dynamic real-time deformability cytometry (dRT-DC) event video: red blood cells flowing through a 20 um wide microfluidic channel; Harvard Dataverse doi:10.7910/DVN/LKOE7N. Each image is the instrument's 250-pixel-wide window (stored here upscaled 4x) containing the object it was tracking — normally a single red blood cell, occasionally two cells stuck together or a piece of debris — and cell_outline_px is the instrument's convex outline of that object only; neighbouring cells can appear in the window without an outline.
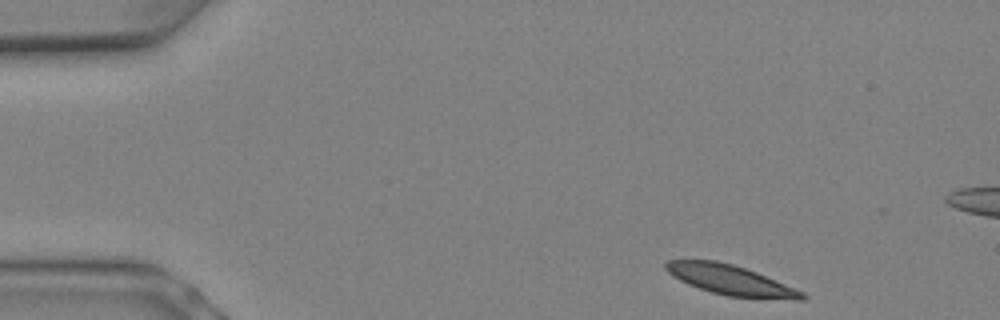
{"species": "Egyptian fruit bat (a non-hibernating species)", "species_latin": "Rousettus aegyptiacus", "temperature_condition": "warm", "stored_images_in_passage": 9, "camera_frame_rate_fps": 3000, "um_per_image_px": 0.085, "animal": {"sex": "female"}, "frame": {"image": 1, "passage_image": 1, "time_ms": 0.0, "image_size_px": [1000, 320], "cell_outline_px": [[808, 296], [804, 300], [800, 300], [728, 296], [712, 292], [688, 284], [672, 276], [664, 268], [664, 264], [668, 260], [716, 260], [732, 264], [756, 272], [804, 292]], "centroid_in_image_um": [62.09, 23.8], "position_along_channel_um": 22.9, "area_um2": 23.52}}
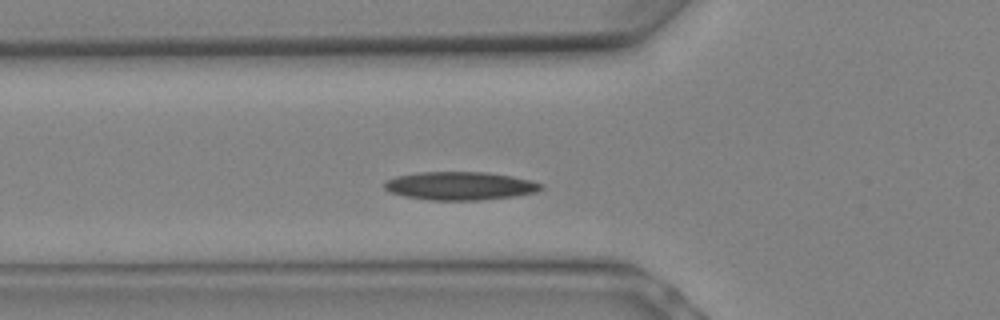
{"frame": {"image": 2, "passage_image": 6, "time_ms": 1.667, "image_size_px": [1000, 320], "cell_outline_px": [[544, 188], [536, 192], [516, 196], [480, 200], [428, 200], [404, 196], [388, 192], [384, 188], [384, 180], [396, 176], [416, 172], [488, 172], [512, 176], [532, 180], [544, 184]], "centroid_in_image_um": [39.1, 15.79], "position_along_channel_um": 86.7, "area_um2": 26.18}}